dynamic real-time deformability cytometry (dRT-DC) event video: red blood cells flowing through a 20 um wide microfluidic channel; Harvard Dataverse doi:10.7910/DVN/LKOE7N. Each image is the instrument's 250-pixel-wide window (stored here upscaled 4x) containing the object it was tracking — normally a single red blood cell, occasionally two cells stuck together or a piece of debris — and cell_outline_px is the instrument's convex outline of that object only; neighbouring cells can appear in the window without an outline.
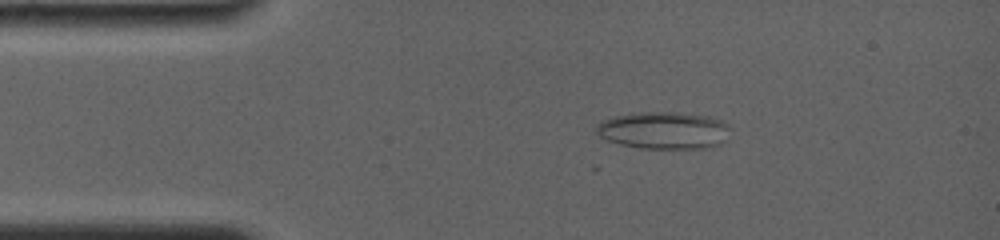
{"species": "common noctule bat (a hibernating species)", "species_latin": "Nyctalus noctula", "temperature_condition": "room temperature", "stored_images_in_passage": 14, "camera_frame_rate_fps": 4000, "um_per_image_px": 0.085, "animal": {"sex": "female", "body_mass_g": 19.0, "forearm_length_mm": 56.7}, "frame": {"image": 1, "passage_image": 7, "time_ms": 2.5, "image_size_px": [1000, 240], "cell_outline_px": [[732, 128], [724, 140], [720, 144], [704, 148], [640, 148], [620, 144], [608, 140], [600, 136], [596, 132], [596, 124], [604, 120], [616, 116], [640, 112], [680, 112], [708, 116], [720, 120], [728, 124]], "centroid_in_image_um": [56.45, 11.07], "position_along_channel_um": 28.6, "area_um2": 29.02}}